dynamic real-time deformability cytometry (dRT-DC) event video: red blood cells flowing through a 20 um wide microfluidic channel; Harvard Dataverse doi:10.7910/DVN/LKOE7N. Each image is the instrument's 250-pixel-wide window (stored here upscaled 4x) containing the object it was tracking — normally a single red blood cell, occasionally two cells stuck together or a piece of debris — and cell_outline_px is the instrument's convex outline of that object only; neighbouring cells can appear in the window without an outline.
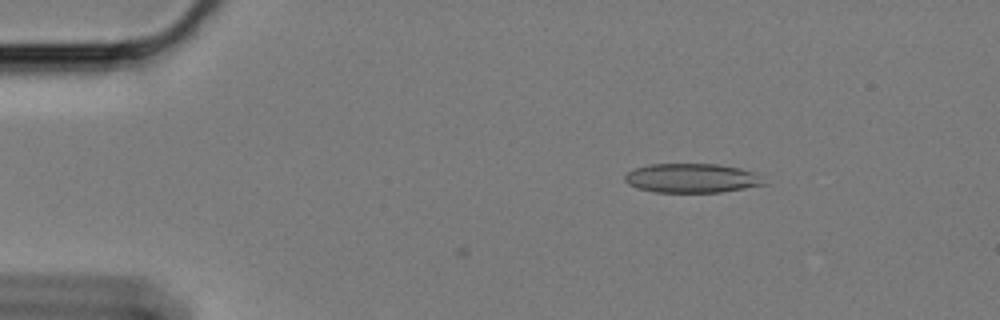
{"species": "Egyptian fruit bat (a non-hibernating species)", "species_latin": "Rousettus aegyptiacus", "temperature_condition": "cold", "stored_images_in_passage": 9, "camera_frame_rate_fps": 3000, "um_per_image_px": 0.085, "animal": {"sex": "female"}, "frame": {"image": 1, "passage_image": 9, "time_ms": 2.667, "image_size_px": [1000, 320], "cell_outline_px": [[768, 184], [720, 192], [656, 192], [636, 188], [628, 184], [624, 180], [624, 176], [628, 172], [636, 168], [648, 164], [720, 164], [740, 168], [752, 172]], "centroid_in_image_um": [58.76, 15.14], "position_along_channel_um": 26.2, "area_um2": 23.58}}